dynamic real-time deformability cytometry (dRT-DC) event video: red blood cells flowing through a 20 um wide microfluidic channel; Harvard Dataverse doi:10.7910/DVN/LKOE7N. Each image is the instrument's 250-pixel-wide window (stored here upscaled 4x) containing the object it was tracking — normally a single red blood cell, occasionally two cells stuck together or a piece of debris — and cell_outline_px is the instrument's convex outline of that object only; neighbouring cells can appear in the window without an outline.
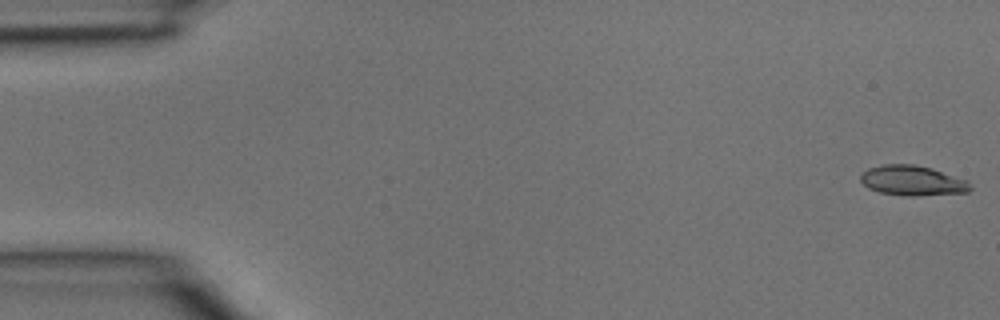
{"species": "common noctule bat (a hibernating species)", "species_latin": "Nyctalus noctula", "temperature_condition": "room temperature", "stored_images_in_passage": 5, "camera_frame_rate_fps": 3000, "um_per_image_px": 0.085, "animal": {"sex": "male", "body_mass_g": 15.6}, "frame": {"image": 1, "passage_image": 1, "time_ms": 0.0, "image_size_px": [1000, 320], "cell_outline_px": [[972, 188], [968, 192], [912, 196], [908, 196], [880, 192], [868, 188], [860, 180], [860, 176], [868, 168], [884, 164], [916, 164], [932, 168], [968, 180], [972, 184]], "centroid_in_image_um": [77.59, 15.34], "position_along_channel_um": 7.4, "area_um2": 19.25}}